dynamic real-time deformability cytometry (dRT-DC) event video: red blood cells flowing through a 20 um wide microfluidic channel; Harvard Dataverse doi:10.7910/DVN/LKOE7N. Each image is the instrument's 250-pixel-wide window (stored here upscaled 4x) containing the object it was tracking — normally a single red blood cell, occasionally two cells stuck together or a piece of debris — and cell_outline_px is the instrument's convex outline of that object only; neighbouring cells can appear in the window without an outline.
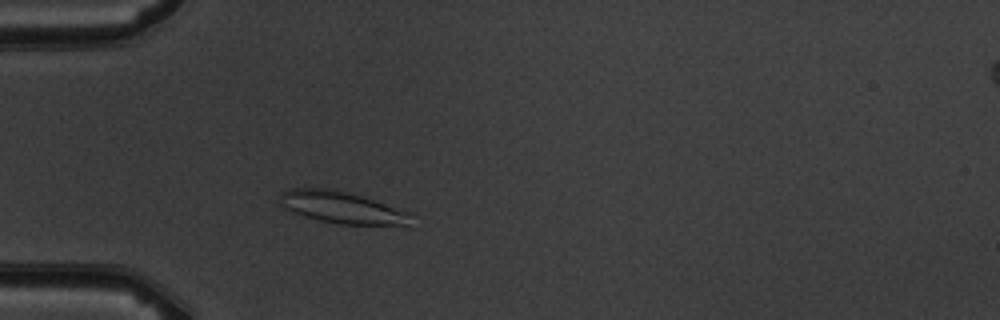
{"species": "common noctule bat (a hibernating species)", "species_latin": "Nyctalus noctula", "temperature_condition": "warm", "stored_images_in_passage": 2, "camera_frame_rate_fps": 3000, "um_per_image_px": 0.085, "animal": {"sex": "male", "body_mass_g": 19.5, "forearm_length_mm": 54.6}, "frame": {"image": 1, "passage_image": 2, "time_ms": 2.0, "image_size_px": [1000, 320], "cell_outline_px": [[408, 224], [340, 224], [320, 220], [292, 212], [284, 208], [280, 204], [280, 192], [292, 188], [316, 188], [344, 192], [360, 196], [408, 212]], "centroid_in_image_um": [28.92, 17.62], "position_along_channel_um": 56.1, "area_um2": 23.24}}